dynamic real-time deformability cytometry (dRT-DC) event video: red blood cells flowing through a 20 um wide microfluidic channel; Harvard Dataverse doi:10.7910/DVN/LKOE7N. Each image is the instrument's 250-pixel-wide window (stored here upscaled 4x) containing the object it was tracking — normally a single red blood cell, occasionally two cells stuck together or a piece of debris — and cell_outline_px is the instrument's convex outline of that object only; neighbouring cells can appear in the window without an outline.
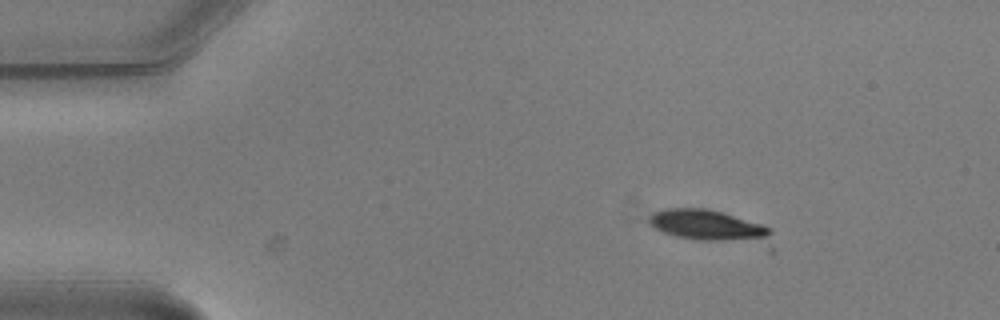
{"species": "common noctule bat (a hibernating species)", "species_latin": "Nyctalus noctula", "temperature_condition": "warm", "stored_images_in_passage": 2, "camera_frame_rate_fps": 3000, "um_per_image_px": 0.085, "animal": {"sex": "male", "body_mass_g": 20.5, "forearm_length_mm": 52.5}, "frame": {"image": 1, "passage_image": 1, "time_ms": 0.0, "image_size_px": [1000, 320], "cell_outline_px": [[776, 252], [768, 252], [676, 236], [664, 232], [648, 224], [648, 216], [652, 212], [668, 208], [708, 208], [764, 224], [772, 228], [776, 248]], "centroid_in_image_um": [60.7, 19.37], "position_along_channel_um": 24.3, "area_um2": 25.49}}